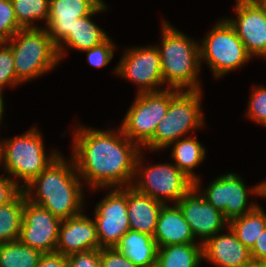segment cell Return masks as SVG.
Returning <instances> with one entry per match:
<instances>
[{
	"label": "cell",
	"mask_w": 266,
	"mask_h": 267,
	"mask_svg": "<svg viewBox=\"0 0 266 267\" xmlns=\"http://www.w3.org/2000/svg\"><path fill=\"white\" fill-rule=\"evenodd\" d=\"M74 135L72 159L76 172L92 189L132 185L141 148L121 128L114 133L81 126Z\"/></svg>",
	"instance_id": "cell-1"
},
{
	"label": "cell",
	"mask_w": 266,
	"mask_h": 267,
	"mask_svg": "<svg viewBox=\"0 0 266 267\" xmlns=\"http://www.w3.org/2000/svg\"><path fill=\"white\" fill-rule=\"evenodd\" d=\"M75 171L74 160L69 165L59 155L28 185L22 187L26 199L47 209L60 220L83 213V187ZM33 188L37 199L31 197Z\"/></svg>",
	"instance_id": "cell-2"
},
{
	"label": "cell",
	"mask_w": 266,
	"mask_h": 267,
	"mask_svg": "<svg viewBox=\"0 0 266 267\" xmlns=\"http://www.w3.org/2000/svg\"><path fill=\"white\" fill-rule=\"evenodd\" d=\"M162 33V46L158 45L157 48L166 88L200 90L197 80L201 65L199 43L173 28L167 21H163Z\"/></svg>",
	"instance_id": "cell-3"
},
{
	"label": "cell",
	"mask_w": 266,
	"mask_h": 267,
	"mask_svg": "<svg viewBox=\"0 0 266 267\" xmlns=\"http://www.w3.org/2000/svg\"><path fill=\"white\" fill-rule=\"evenodd\" d=\"M5 43L11 47L16 79L20 83L43 75L60 61L46 28H22Z\"/></svg>",
	"instance_id": "cell-4"
},
{
	"label": "cell",
	"mask_w": 266,
	"mask_h": 267,
	"mask_svg": "<svg viewBox=\"0 0 266 267\" xmlns=\"http://www.w3.org/2000/svg\"><path fill=\"white\" fill-rule=\"evenodd\" d=\"M44 148L39 130L32 128L25 134L0 142V162L3 161L8 174L28 185L59 156L53 151L46 157Z\"/></svg>",
	"instance_id": "cell-5"
},
{
	"label": "cell",
	"mask_w": 266,
	"mask_h": 267,
	"mask_svg": "<svg viewBox=\"0 0 266 267\" xmlns=\"http://www.w3.org/2000/svg\"><path fill=\"white\" fill-rule=\"evenodd\" d=\"M184 92V93H183ZM201 90H180L171 100L166 115L156 127L153 138L145 145L152 150L169 147L178 139L186 137L190 130L204 124L201 113Z\"/></svg>",
	"instance_id": "cell-6"
},
{
	"label": "cell",
	"mask_w": 266,
	"mask_h": 267,
	"mask_svg": "<svg viewBox=\"0 0 266 267\" xmlns=\"http://www.w3.org/2000/svg\"><path fill=\"white\" fill-rule=\"evenodd\" d=\"M179 91L165 88L158 92L138 93L121 126L124 135L140 148L144 147L153 138L157 125L167 113L170 100Z\"/></svg>",
	"instance_id": "cell-7"
},
{
	"label": "cell",
	"mask_w": 266,
	"mask_h": 267,
	"mask_svg": "<svg viewBox=\"0 0 266 267\" xmlns=\"http://www.w3.org/2000/svg\"><path fill=\"white\" fill-rule=\"evenodd\" d=\"M251 57L227 19L217 22L200 44V61L206 60L217 78L244 65Z\"/></svg>",
	"instance_id": "cell-8"
},
{
	"label": "cell",
	"mask_w": 266,
	"mask_h": 267,
	"mask_svg": "<svg viewBox=\"0 0 266 267\" xmlns=\"http://www.w3.org/2000/svg\"><path fill=\"white\" fill-rule=\"evenodd\" d=\"M141 153H139L136 165L135 176L140 172L138 181L131 185L135 190L156 199L163 203L165 200H173L175 204L194 186V182L188 178L174 164H157L140 168Z\"/></svg>",
	"instance_id": "cell-9"
},
{
	"label": "cell",
	"mask_w": 266,
	"mask_h": 267,
	"mask_svg": "<svg viewBox=\"0 0 266 267\" xmlns=\"http://www.w3.org/2000/svg\"><path fill=\"white\" fill-rule=\"evenodd\" d=\"M97 237L101 248L115 247L130 230L127 214V186L111 190L94 211Z\"/></svg>",
	"instance_id": "cell-10"
},
{
	"label": "cell",
	"mask_w": 266,
	"mask_h": 267,
	"mask_svg": "<svg viewBox=\"0 0 266 267\" xmlns=\"http://www.w3.org/2000/svg\"><path fill=\"white\" fill-rule=\"evenodd\" d=\"M62 220L25 198L19 241L45 253H54Z\"/></svg>",
	"instance_id": "cell-11"
},
{
	"label": "cell",
	"mask_w": 266,
	"mask_h": 267,
	"mask_svg": "<svg viewBox=\"0 0 266 267\" xmlns=\"http://www.w3.org/2000/svg\"><path fill=\"white\" fill-rule=\"evenodd\" d=\"M237 19H227L251 56L266 58V0H236Z\"/></svg>",
	"instance_id": "cell-12"
},
{
	"label": "cell",
	"mask_w": 266,
	"mask_h": 267,
	"mask_svg": "<svg viewBox=\"0 0 266 267\" xmlns=\"http://www.w3.org/2000/svg\"><path fill=\"white\" fill-rule=\"evenodd\" d=\"M125 53L115 73L140 85L138 93L162 91L155 88L164 85L157 46L133 48Z\"/></svg>",
	"instance_id": "cell-13"
},
{
	"label": "cell",
	"mask_w": 266,
	"mask_h": 267,
	"mask_svg": "<svg viewBox=\"0 0 266 267\" xmlns=\"http://www.w3.org/2000/svg\"><path fill=\"white\" fill-rule=\"evenodd\" d=\"M200 178L194 186L176 203L190 225L194 237L202 238L201 244L213 237L228 224L223 213L198 194ZM197 193V194H196Z\"/></svg>",
	"instance_id": "cell-14"
},
{
	"label": "cell",
	"mask_w": 266,
	"mask_h": 267,
	"mask_svg": "<svg viewBox=\"0 0 266 267\" xmlns=\"http://www.w3.org/2000/svg\"><path fill=\"white\" fill-rule=\"evenodd\" d=\"M203 193L201 195L205 200L221 211L228 222L253 211L258 206L252 204L247 209L248 189L243 180L234 173L216 178Z\"/></svg>",
	"instance_id": "cell-15"
},
{
	"label": "cell",
	"mask_w": 266,
	"mask_h": 267,
	"mask_svg": "<svg viewBox=\"0 0 266 267\" xmlns=\"http://www.w3.org/2000/svg\"><path fill=\"white\" fill-rule=\"evenodd\" d=\"M102 0H49L47 32L56 47L69 35L78 18L90 15Z\"/></svg>",
	"instance_id": "cell-16"
},
{
	"label": "cell",
	"mask_w": 266,
	"mask_h": 267,
	"mask_svg": "<svg viewBox=\"0 0 266 267\" xmlns=\"http://www.w3.org/2000/svg\"><path fill=\"white\" fill-rule=\"evenodd\" d=\"M100 249L96 224L93 219L82 213L62 220L56 253L68 256L73 253Z\"/></svg>",
	"instance_id": "cell-17"
},
{
	"label": "cell",
	"mask_w": 266,
	"mask_h": 267,
	"mask_svg": "<svg viewBox=\"0 0 266 267\" xmlns=\"http://www.w3.org/2000/svg\"><path fill=\"white\" fill-rule=\"evenodd\" d=\"M229 228V233H216L202 244V254L217 267H243L252 260L250 249L244 246Z\"/></svg>",
	"instance_id": "cell-18"
},
{
	"label": "cell",
	"mask_w": 266,
	"mask_h": 267,
	"mask_svg": "<svg viewBox=\"0 0 266 267\" xmlns=\"http://www.w3.org/2000/svg\"><path fill=\"white\" fill-rule=\"evenodd\" d=\"M159 247L176 244H198L191 231L190 225L177 204L163 205L159 212L156 228L153 234Z\"/></svg>",
	"instance_id": "cell-19"
},
{
	"label": "cell",
	"mask_w": 266,
	"mask_h": 267,
	"mask_svg": "<svg viewBox=\"0 0 266 267\" xmlns=\"http://www.w3.org/2000/svg\"><path fill=\"white\" fill-rule=\"evenodd\" d=\"M163 203L127 186V214L131 230L153 236Z\"/></svg>",
	"instance_id": "cell-20"
},
{
	"label": "cell",
	"mask_w": 266,
	"mask_h": 267,
	"mask_svg": "<svg viewBox=\"0 0 266 267\" xmlns=\"http://www.w3.org/2000/svg\"><path fill=\"white\" fill-rule=\"evenodd\" d=\"M106 7L105 3L102 2L90 15L76 20L73 30L57 46L59 60L64 56L63 43L70 48L84 52V50L99 45L108 38V35L90 19L92 15L105 10Z\"/></svg>",
	"instance_id": "cell-21"
},
{
	"label": "cell",
	"mask_w": 266,
	"mask_h": 267,
	"mask_svg": "<svg viewBox=\"0 0 266 267\" xmlns=\"http://www.w3.org/2000/svg\"><path fill=\"white\" fill-rule=\"evenodd\" d=\"M115 248L137 267L156 265L159 246L151 235L130 229L122 236Z\"/></svg>",
	"instance_id": "cell-22"
},
{
	"label": "cell",
	"mask_w": 266,
	"mask_h": 267,
	"mask_svg": "<svg viewBox=\"0 0 266 267\" xmlns=\"http://www.w3.org/2000/svg\"><path fill=\"white\" fill-rule=\"evenodd\" d=\"M203 259L202 244H176L159 247L158 267H198Z\"/></svg>",
	"instance_id": "cell-23"
},
{
	"label": "cell",
	"mask_w": 266,
	"mask_h": 267,
	"mask_svg": "<svg viewBox=\"0 0 266 267\" xmlns=\"http://www.w3.org/2000/svg\"><path fill=\"white\" fill-rule=\"evenodd\" d=\"M172 158L175 165L193 182L198 180L192 169L197 167L205 157V148L195 138L187 137L173 142Z\"/></svg>",
	"instance_id": "cell-24"
},
{
	"label": "cell",
	"mask_w": 266,
	"mask_h": 267,
	"mask_svg": "<svg viewBox=\"0 0 266 267\" xmlns=\"http://www.w3.org/2000/svg\"><path fill=\"white\" fill-rule=\"evenodd\" d=\"M228 226L237 239L251 249L266 228V214L261 207L257 206L253 211L229 221Z\"/></svg>",
	"instance_id": "cell-25"
},
{
	"label": "cell",
	"mask_w": 266,
	"mask_h": 267,
	"mask_svg": "<svg viewBox=\"0 0 266 267\" xmlns=\"http://www.w3.org/2000/svg\"><path fill=\"white\" fill-rule=\"evenodd\" d=\"M25 198L26 195L22 191L10 203L0 205V243L19 239Z\"/></svg>",
	"instance_id": "cell-26"
},
{
	"label": "cell",
	"mask_w": 266,
	"mask_h": 267,
	"mask_svg": "<svg viewBox=\"0 0 266 267\" xmlns=\"http://www.w3.org/2000/svg\"><path fill=\"white\" fill-rule=\"evenodd\" d=\"M42 255L19 240L0 243V267H37Z\"/></svg>",
	"instance_id": "cell-27"
},
{
	"label": "cell",
	"mask_w": 266,
	"mask_h": 267,
	"mask_svg": "<svg viewBox=\"0 0 266 267\" xmlns=\"http://www.w3.org/2000/svg\"><path fill=\"white\" fill-rule=\"evenodd\" d=\"M16 19L22 28H37L32 25L35 20L48 22L49 0H11Z\"/></svg>",
	"instance_id": "cell-28"
},
{
	"label": "cell",
	"mask_w": 266,
	"mask_h": 267,
	"mask_svg": "<svg viewBox=\"0 0 266 267\" xmlns=\"http://www.w3.org/2000/svg\"><path fill=\"white\" fill-rule=\"evenodd\" d=\"M22 27L18 24L11 0H0V42L9 41Z\"/></svg>",
	"instance_id": "cell-29"
},
{
	"label": "cell",
	"mask_w": 266,
	"mask_h": 267,
	"mask_svg": "<svg viewBox=\"0 0 266 267\" xmlns=\"http://www.w3.org/2000/svg\"><path fill=\"white\" fill-rule=\"evenodd\" d=\"M19 83L16 79L14 56L11 47L5 42H0V91H2L4 85L10 84L14 86Z\"/></svg>",
	"instance_id": "cell-30"
},
{
	"label": "cell",
	"mask_w": 266,
	"mask_h": 267,
	"mask_svg": "<svg viewBox=\"0 0 266 267\" xmlns=\"http://www.w3.org/2000/svg\"><path fill=\"white\" fill-rule=\"evenodd\" d=\"M251 93L248 116L266 126V87L259 86Z\"/></svg>",
	"instance_id": "cell-31"
},
{
	"label": "cell",
	"mask_w": 266,
	"mask_h": 267,
	"mask_svg": "<svg viewBox=\"0 0 266 267\" xmlns=\"http://www.w3.org/2000/svg\"><path fill=\"white\" fill-rule=\"evenodd\" d=\"M115 45L108 37L104 42L90 49L84 50L87 52V59L91 66L100 68L106 66L113 58V50Z\"/></svg>",
	"instance_id": "cell-32"
},
{
	"label": "cell",
	"mask_w": 266,
	"mask_h": 267,
	"mask_svg": "<svg viewBox=\"0 0 266 267\" xmlns=\"http://www.w3.org/2000/svg\"><path fill=\"white\" fill-rule=\"evenodd\" d=\"M101 267H137L115 247L100 249Z\"/></svg>",
	"instance_id": "cell-33"
},
{
	"label": "cell",
	"mask_w": 266,
	"mask_h": 267,
	"mask_svg": "<svg viewBox=\"0 0 266 267\" xmlns=\"http://www.w3.org/2000/svg\"><path fill=\"white\" fill-rule=\"evenodd\" d=\"M67 267H101L100 249L68 255Z\"/></svg>",
	"instance_id": "cell-34"
},
{
	"label": "cell",
	"mask_w": 266,
	"mask_h": 267,
	"mask_svg": "<svg viewBox=\"0 0 266 267\" xmlns=\"http://www.w3.org/2000/svg\"><path fill=\"white\" fill-rule=\"evenodd\" d=\"M22 186L11 177L9 179L8 177L0 176V205L14 200L23 191Z\"/></svg>",
	"instance_id": "cell-35"
},
{
	"label": "cell",
	"mask_w": 266,
	"mask_h": 267,
	"mask_svg": "<svg viewBox=\"0 0 266 267\" xmlns=\"http://www.w3.org/2000/svg\"><path fill=\"white\" fill-rule=\"evenodd\" d=\"M37 267H67V256L59 253H45Z\"/></svg>",
	"instance_id": "cell-36"
},
{
	"label": "cell",
	"mask_w": 266,
	"mask_h": 267,
	"mask_svg": "<svg viewBox=\"0 0 266 267\" xmlns=\"http://www.w3.org/2000/svg\"><path fill=\"white\" fill-rule=\"evenodd\" d=\"M251 257L255 260H266V228L257 238L255 244L250 249Z\"/></svg>",
	"instance_id": "cell-37"
},
{
	"label": "cell",
	"mask_w": 266,
	"mask_h": 267,
	"mask_svg": "<svg viewBox=\"0 0 266 267\" xmlns=\"http://www.w3.org/2000/svg\"><path fill=\"white\" fill-rule=\"evenodd\" d=\"M250 191L252 192V194L264 196V194L266 193V181L261 182L259 185H256L255 188L253 187V189H251Z\"/></svg>",
	"instance_id": "cell-38"
},
{
	"label": "cell",
	"mask_w": 266,
	"mask_h": 267,
	"mask_svg": "<svg viewBox=\"0 0 266 267\" xmlns=\"http://www.w3.org/2000/svg\"><path fill=\"white\" fill-rule=\"evenodd\" d=\"M243 267H266V260L252 259L250 262H248Z\"/></svg>",
	"instance_id": "cell-39"
},
{
	"label": "cell",
	"mask_w": 266,
	"mask_h": 267,
	"mask_svg": "<svg viewBox=\"0 0 266 267\" xmlns=\"http://www.w3.org/2000/svg\"><path fill=\"white\" fill-rule=\"evenodd\" d=\"M3 93H2V91H0V122H1V118H2V116H3V111H4V107H3V98H2V95Z\"/></svg>",
	"instance_id": "cell-40"
}]
</instances>
